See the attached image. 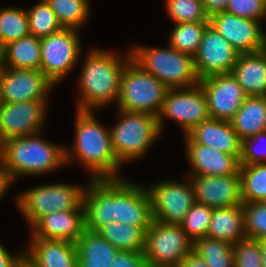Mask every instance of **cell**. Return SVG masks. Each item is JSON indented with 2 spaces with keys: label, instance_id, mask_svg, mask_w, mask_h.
<instances>
[{
  "label": "cell",
  "instance_id": "cell-1",
  "mask_svg": "<svg viewBox=\"0 0 266 267\" xmlns=\"http://www.w3.org/2000/svg\"><path fill=\"white\" fill-rule=\"evenodd\" d=\"M75 145L65 147L66 165L78 160L91 179H118L122 164L114 154L110 129L98 122L94 110H76ZM75 159V160H74Z\"/></svg>",
  "mask_w": 266,
  "mask_h": 267
},
{
  "label": "cell",
  "instance_id": "cell-2",
  "mask_svg": "<svg viewBox=\"0 0 266 267\" xmlns=\"http://www.w3.org/2000/svg\"><path fill=\"white\" fill-rule=\"evenodd\" d=\"M132 58L130 50L120 58L113 52L92 49L85 57L79 82L77 110H95L118 101L121 74ZM95 108V109H94Z\"/></svg>",
  "mask_w": 266,
  "mask_h": 267
},
{
  "label": "cell",
  "instance_id": "cell-3",
  "mask_svg": "<svg viewBox=\"0 0 266 267\" xmlns=\"http://www.w3.org/2000/svg\"><path fill=\"white\" fill-rule=\"evenodd\" d=\"M41 133L12 138L0 145V160L14 180L49 173L66 165V146L40 138Z\"/></svg>",
  "mask_w": 266,
  "mask_h": 267
},
{
  "label": "cell",
  "instance_id": "cell-4",
  "mask_svg": "<svg viewBox=\"0 0 266 267\" xmlns=\"http://www.w3.org/2000/svg\"><path fill=\"white\" fill-rule=\"evenodd\" d=\"M132 59L169 89L198 85L193 56L177 51L169 44L166 48L133 45Z\"/></svg>",
  "mask_w": 266,
  "mask_h": 267
},
{
  "label": "cell",
  "instance_id": "cell-5",
  "mask_svg": "<svg viewBox=\"0 0 266 267\" xmlns=\"http://www.w3.org/2000/svg\"><path fill=\"white\" fill-rule=\"evenodd\" d=\"M120 119L110 128L114 154L123 165L141 158L161 134L157 117L145 112L118 109Z\"/></svg>",
  "mask_w": 266,
  "mask_h": 267
},
{
  "label": "cell",
  "instance_id": "cell-6",
  "mask_svg": "<svg viewBox=\"0 0 266 267\" xmlns=\"http://www.w3.org/2000/svg\"><path fill=\"white\" fill-rule=\"evenodd\" d=\"M168 90L165 84L131 58L121 74L118 109L145 112L157 117Z\"/></svg>",
  "mask_w": 266,
  "mask_h": 267
},
{
  "label": "cell",
  "instance_id": "cell-7",
  "mask_svg": "<svg viewBox=\"0 0 266 267\" xmlns=\"http://www.w3.org/2000/svg\"><path fill=\"white\" fill-rule=\"evenodd\" d=\"M85 187L65 183L35 186L16 198L17 207L29 225L55 211L84 210Z\"/></svg>",
  "mask_w": 266,
  "mask_h": 267
},
{
  "label": "cell",
  "instance_id": "cell-8",
  "mask_svg": "<svg viewBox=\"0 0 266 267\" xmlns=\"http://www.w3.org/2000/svg\"><path fill=\"white\" fill-rule=\"evenodd\" d=\"M193 250V241L181 225L153 220L146 231L144 255L148 267L179 266Z\"/></svg>",
  "mask_w": 266,
  "mask_h": 267
},
{
  "label": "cell",
  "instance_id": "cell-9",
  "mask_svg": "<svg viewBox=\"0 0 266 267\" xmlns=\"http://www.w3.org/2000/svg\"><path fill=\"white\" fill-rule=\"evenodd\" d=\"M79 30L63 28L40 39V71L55 86L77 65L81 54Z\"/></svg>",
  "mask_w": 266,
  "mask_h": 267
},
{
  "label": "cell",
  "instance_id": "cell-10",
  "mask_svg": "<svg viewBox=\"0 0 266 267\" xmlns=\"http://www.w3.org/2000/svg\"><path fill=\"white\" fill-rule=\"evenodd\" d=\"M165 117L175 120L184 135L196 125L209 119L207 100L200 84L189 88L169 89L157 116L161 132Z\"/></svg>",
  "mask_w": 266,
  "mask_h": 267
},
{
  "label": "cell",
  "instance_id": "cell-11",
  "mask_svg": "<svg viewBox=\"0 0 266 267\" xmlns=\"http://www.w3.org/2000/svg\"><path fill=\"white\" fill-rule=\"evenodd\" d=\"M152 202L153 220L180 225L195 203L192 182L160 181L147 187Z\"/></svg>",
  "mask_w": 266,
  "mask_h": 267
},
{
  "label": "cell",
  "instance_id": "cell-12",
  "mask_svg": "<svg viewBox=\"0 0 266 267\" xmlns=\"http://www.w3.org/2000/svg\"><path fill=\"white\" fill-rule=\"evenodd\" d=\"M48 101L5 102L0 111V145L12 138L43 132Z\"/></svg>",
  "mask_w": 266,
  "mask_h": 267
},
{
  "label": "cell",
  "instance_id": "cell-13",
  "mask_svg": "<svg viewBox=\"0 0 266 267\" xmlns=\"http://www.w3.org/2000/svg\"><path fill=\"white\" fill-rule=\"evenodd\" d=\"M239 54L211 25H208L198 51L193 56L198 78L231 73Z\"/></svg>",
  "mask_w": 266,
  "mask_h": 267
},
{
  "label": "cell",
  "instance_id": "cell-14",
  "mask_svg": "<svg viewBox=\"0 0 266 267\" xmlns=\"http://www.w3.org/2000/svg\"><path fill=\"white\" fill-rule=\"evenodd\" d=\"M261 23L225 11L209 17V25L240 54L266 49V32L263 31Z\"/></svg>",
  "mask_w": 266,
  "mask_h": 267
},
{
  "label": "cell",
  "instance_id": "cell-15",
  "mask_svg": "<svg viewBox=\"0 0 266 267\" xmlns=\"http://www.w3.org/2000/svg\"><path fill=\"white\" fill-rule=\"evenodd\" d=\"M210 118L230 121L247 95L231 73L200 79Z\"/></svg>",
  "mask_w": 266,
  "mask_h": 267
},
{
  "label": "cell",
  "instance_id": "cell-16",
  "mask_svg": "<svg viewBox=\"0 0 266 267\" xmlns=\"http://www.w3.org/2000/svg\"><path fill=\"white\" fill-rule=\"evenodd\" d=\"M115 221L150 227L153 222L152 202L147 187L124 178L115 179Z\"/></svg>",
  "mask_w": 266,
  "mask_h": 267
},
{
  "label": "cell",
  "instance_id": "cell-17",
  "mask_svg": "<svg viewBox=\"0 0 266 267\" xmlns=\"http://www.w3.org/2000/svg\"><path fill=\"white\" fill-rule=\"evenodd\" d=\"M4 101H47L54 85L40 71L5 67L0 73Z\"/></svg>",
  "mask_w": 266,
  "mask_h": 267
},
{
  "label": "cell",
  "instance_id": "cell-18",
  "mask_svg": "<svg viewBox=\"0 0 266 267\" xmlns=\"http://www.w3.org/2000/svg\"><path fill=\"white\" fill-rule=\"evenodd\" d=\"M195 202L211 208L241 206L240 175H189Z\"/></svg>",
  "mask_w": 266,
  "mask_h": 267
},
{
  "label": "cell",
  "instance_id": "cell-19",
  "mask_svg": "<svg viewBox=\"0 0 266 267\" xmlns=\"http://www.w3.org/2000/svg\"><path fill=\"white\" fill-rule=\"evenodd\" d=\"M86 187L83 195L85 227L98 232L115 222V179H91Z\"/></svg>",
  "mask_w": 266,
  "mask_h": 267
},
{
  "label": "cell",
  "instance_id": "cell-20",
  "mask_svg": "<svg viewBox=\"0 0 266 267\" xmlns=\"http://www.w3.org/2000/svg\"><path fill=\"white\" fill-rule=\"evenodd\" d=\"M31 238L76 243L86 230L84 210L55 211L42 216L31 226Z\"/></svg>",
  "mask_w": 266,
  "mask_h": 267
},
{
  "label": "cell",
  "instance_id": "cell-21",
  "mask_svg": "<svg viewBox=\"0 0 266 267\" xmlns=\"http://www.w3.org/2000/svg\"><path fill=\"white\" fill-rule=\"evenodd\" d=\"M185 145L192 169L189 175H239L240 155H228L195 142H185Z\"/></svg>",
  "mask_w": 266,
  "mask_h": 267
},
{
  "label": "cell",
  "instance_id": "cell-22",
  "mask_svg": "<svg viewBox=\"0 0 266 267\" xmlns=\"http://www.w3.org/2000/svg\"><path fill=\"white\" fill-rule=\"evenodd\" d=\"M184 140L212 147L228 155H241V140L230 121L206 119L186 133Z\"/></svg>",
  "mask_w": 266,
  "mask_h": 267
},
{
  "label": "cell",
  "instance_id": "cell-23",
  "mask_svg": "<svg viewBox=\"0 0 266 267\" xmlns=\"http://www.w3.org/2000/svg\"><path fill=\"white\" fill-rule=\"evenodd\" d=\"M24 256L35 267H77L75 243L54 239L30 238Z\"/></svg>",
  "mask_w": 266,
  "mask_h": 267
},
{
  "label": "cell",
  "instance_id": "cell-24",
  "mask_svg": "<svg viewBox=\"0 0 266 267\" xmlns=\"http://www.w3.org/2000/svg\"><path fill=\"white\" fill-rule=\"evenodd\" d=\"M231 74L247 96H266V49L239 54Z\"/></svg>",
  "mask_w": 266,
  "mask_h": 267
},
{
  "label": "cell",
  "instance_id": "cell-25",
  "mask_svg": "<svg viewBox=\"0 0 266 267\" xmlns=\"http://www.w3.org/2000/svg\"><path fill=\"white\" fill-rule=\"evenodd\" d=\"M77 267H110L119 250L98 232L85 230L75 243Z\"/></svg>",
  "mask_w": 266,
  "mask_h": 267
},
{
  "label": "cell",
  "instance_id": "cell-26",
  "mask_svg": "<svg viewBox=\"0 0 266 267\" xmlns=\"http://www.w3.org/2000/svg\"><path fill=\"white\" fill-rule=\"evenodd\" d=\"M206 237L232 245L247 238L242 206L214 208Z\"/></svg>",
  "mask_w": 266,
  "mask_h": 267
},
{
  "label": "cell",
  "instance_id": "cell-27",
  "mask_svg": "<svg viewBox=\"0 0 266 267\" xmlns=\"http://www.w3.org/2000/svg\"><path fill=\"white\" fill-rule=\"evenodd\" d=\"M230 123L241 141L266 131V96H247Z\"/></svg>",
  "mask_w": 266,
  "mask_h": 267
},
{
  "label": "cell",
  "instance_id": "cell-28",
  "mask_svg": "<svg viewBox=\"0 0 266 267\" xmlns=\"http://www.w3.org/2000/svg\"><path fill=\"white\" fill-rule=\"evenodd\" d=\"M5 67L40 70L41 42L34 35L11 41L5 45Z\"/></svg>",
  "mask_w": 266,
  "mask_h": 267
},
{
  "label": "cell",
  "instance_id": "cell-29",
  "mask_svg": "<svg viewBox=\"0 0 266 267\" xmlns=\"http://www.w3.org/2000/svg\"><path fill=\"white\" fill-rule=\"evenodd\" d=\"M148 229L115 221L103 226L98 233L119 251L137 252L144 251Z\"/></svg>",
  "mask_w": 266,
  "mask_h": 267
},
{
  "label": "cell",
  "instance_id": "cell-30",
  "mask_svg": "<svg viewBox=\"0 0 266 267\" xmlns=\"http://www.w3.org/2000/svg\"><path fill=\"white\" fill-rule=\"evenodd\" d=\"M239 175L242 202H266V163L241 165Z\"/></svg>",
  "mask_w": 266,
  "mask_h": 267
},
{
  "label": "cell",
  "instance_id": "cell-31",
  "mask_svg": "<svg viewBox=\"0 0 266 267\" xmlns=\"http://www.w3.org/2000/svg\"><path fill=\"white\" fill-rule=\"evenodd\" d=\"M193 251L209 267H234L233 245L229 242L203 237L193 242Z\"/></svg>",
  "mask_w": 266,
  "mask_h": 267
},
{
  "label": "cell",
  "instance_id": "cell-32",
  "mask_svg": "<svg viewBox=\"0 0 266 267\" xmlns=\"http://www.w3.org/2000/svg\"><path fill=\"white\" fill-rule=\"evenodd\" d=\"M63 28L80 29L88 22L89 0H46ZM78 28V29H77Z\"/></svg>",
  "mask_w": 266,
  "mask_h": 267
},
{
  "label": "cell",
  "instance_id": "cell-33",
  "mask_svg": "<svg viewBox=\"0 0 266 267\" xmlns=\"http://www.w3.org/2000/svg\"><path fill=\"white\" fill-rule=\"evenodd\" d=\"M208 25L209 22L175 24L168 44L179 52L194 56L198 51L204 30Z\"/></svg>",
  "mask_w": 266,
  "mask_h": 267
},
{
  "label": "cell",
  "instance_id": "cell-34",
  "mask_svg": "<svg viewBox=\"0 0 266 267\" xmlns=\"http://www.w3.org/2000/svg\"><path fill=\"white\" fill-rule=\"evenodd\" d=\"M30 35L27 11L18 7L0 8V39L7 43Z\"/></svg>",
  "mask_w": 266,
  "mask_h": 267
},
{
  "label": "cell",
  "instance_id": "cell-35",
  "mask_svg": "<svg viewBox=\"0 0 266 267\" xmlns=\"http://www.w3.org/2000/svg\"><path fill=\"white\" fill-rule=\"evenodd\" d=\"M30 34L44 38L63 29L46 0L39 2L27 10Z\"/></svg>",
  "mask_w": 266,
  "mask_h": 267
},
{
  "label": "cell",
  "instance_id": "cell-36",
  "mask_svg": "<svg viewBox=\"0 0 266 267\" xmlns=\"http://www.w3.org/2000/svg\"><path fill=\"white\" fill-rule=\"evenodd\" d=\"M165 9L175 24L209 22L201 0H165Z\"/></svg>",
  "mask_w": 266,
  "mask_h": 267
},
{
  "label": "cell",
  "instance_id": "cell-37",
  "mask_svg": "<svg viewBox=\"0 0 266 267\" xmlns=\"http://www.w3.org/2000/svg\"><path fill=\"white\" fill-rule=\"evenodd\" d=\"M212 213L213 208L195 202L185 216L180 225L193 242L206 237Z\"/></svg>",
  "mask_w": 266,
  "mask_h": 267
},
{
  "label": "cell",
  "instance_id": "cell-38",
  "mask_svg": "<svg viewBox=\"0 0 266 267\" xmlns=\"http://www.w3.org/2000/svg\"><path fill=\"white\" fill-rule=\"evenodd\" d=\"M245 233L247 238H266V202L243 203Z\"/></svg>",
  "mask_w": 266,
  "mask_h": 267
},
{
  "label": "cell",
  "instance_id": "cell-39",
  "mask_svg": "<svg viewBox=\"0 0 266 267\" xmlns=\"http://www.w3.org/2000/svg\"><path fill=\"white\" fill-rule=\"evenodd\" d=\"M234 267H263L259 240L245 238L233 244Z\"/></svg>",
  "mask_w": 266,
  "mask_h": 267
},
{
  "label": "cell",
  "instance_id": "cell-40",
  "mask_svg": "<svg viewBox=\"0 0 266 267\" xmlns=\"http://www.w3.org/2000/svg\"><path fill=\"white\" fill-rule=\"evenodd\" d=\"M225 12L261 22L266 18V0H228Z\"/></svg>",
  "mask_w": 266,
  "mask_h": 267
},
{
  "label": "cell",
  "instance_id": "cell-41",
  "mask_svg": "<svg viewBox=\"0 0 266 267\" xmlns=\"http://www.w3.org/2000/svg\"><path fill=\"white\" fill-rule=\"evenodd\" d=\"M266 140V131H262L241 141V165H254L266 163V147L258 150V143ZM261 144V143H260ZM266 146V145H265Z\"/></svg>",
  "mask_w": 266,
  "mask_h": 267
},
{
  "label": "cell",
  "instance_id": "cell-42",
  "mask_svg": "<svg viewBox=\"0 0 266 267\" xmlns=\"http://www.w3.org/2000/svg\"><path fill=\"white\" fill-rule=\"evenodd\" d=\"M110 267H148L143 251H118Z\"/></svg>",
  "mask_w": 266,
  "mask_h": 267
},
{
  "label": "cell",
  "instance_id": "cell-43",
  "mask_svg": "<svg viewBox=\"0 0 266 267\" xmlns=\"http://www.w3.org/2000/svg\"><path fill=\"white\" fill-rule=\"evenodd\" d=\"M23 255L24 251L19 252V254L9 253V251H7L0 243V267H14Z\"/></svg>",
  "mask_w": 266,
  "mask_h": 267
},
{
  "label": "cell",
  "instance_id": "cell-44",
  "mask_svg": "<svg viewBox=\"0 0 266 267\" xmlns=\"http://www.w3.org/2000/svg\"><path fill=\"white\" fill-rule=\"evenodd\" d=\"M209 17L215 13L226 10L228 0H201Z\"/></svg>",
  "mask_w": 266,
  "mask_h": 267
},
{
  "label": "cell",
  "instance_id": "cell-45",
  "mask_svg": "<svg viewBox=\"0 0 266 267\" xmlns=\"http://www.w3.org/2000/svg\"><path fill=\"white\" fill-rule=\"evenodd\" d=\"M14 179L0 160V200L13 183Z\"/></svg>",
  "mask_w": 266,
  "mask_h": 267
},
{
  "label": "cell",
  "instance_id": "cell-46",
  "mask_svg": "<svg viewBox=\"0 0 266 267\" xmlns=\"http://www.w3.org/2000/svg\"><path fill=\"white\" fill-rule=\"evenodd\" d=\"M178 267H209L193 250L182 260Z\"/></svg>",
  "mask_w": 266,
  "mask_h": 267
},
{
  "label": "cell",
  "instance_id": "cell-47",
  "mask_svg": "<svg viewBox=\"0 0 266 267\" xmlns=\"http://www.w3.org/2000/svg\"><path fill=\"white\" fill-rule=\"evenodd\" d=\"M261 248L262 266L266 267V238L259 240Z\"/></svg>",
  "mask_w": 266,
  "mask_h": 267
},
{
  "label": "cell",
  "instance_id": "cell-48",
  "mask_svg": "<svg viewBox=\"0 0 266 267\" xmlns=\"http://www.w3.org/2000/svg\"><path fill=\"white\" fill-rule=\"evenodd\" d=\"M4 59H5V44L0 39V73L5 68Z\"/></svg>",
  "mask_w": 266,
  "mask_h": 267
},
{
  "label": "cell",
  "instance_id": "cell-49",
  "mask_svg": "<svg viewBox=\"0 0 266 267\" xmlns=\"http://www.w3.org/2000/svg\"><path fill=\"white\" fill-rule=\"evenodd\" d=\"M14 267H35L26 256H22L21 259L14 265Z\"/></svg>",
  "mask_w": 266,
  "mask_h": 267
},
{
  "label": "cell",
  "instance_id": "cell-50",
  "mask_svg": "<svg viewBox=\"0 0 266 267\" xmlns=\"http://www.w3.org/2000/svg\"><path fill=\"white\" fill-rule=\"evenodd\" d=\"M4 103H5V101H4V97H3L2 83H1V79H0V111H1Z\"/></svg>",
  "mask_w": 266,
  "mask_h": 267
}]
</instances>
